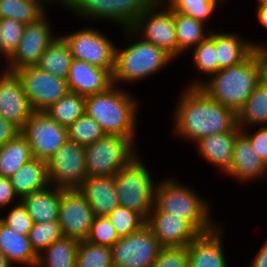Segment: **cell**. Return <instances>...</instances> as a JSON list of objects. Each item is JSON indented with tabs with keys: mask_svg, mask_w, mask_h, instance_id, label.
I'll return each mask as SVG.
<instances>
[{
	"mask_svg": "<svg viewBox=\"0 0 267 267\" xmlns=\"http://www.w3.org/2000/svg\"><path fill=\"white\" fill-rule=\"evenodd\" d=\"M256 22L267 31V4H255Z\"/></svg>",
	"mask_w": 267,
	"mask_h": 267,
	"instance_id": "681fc988",
	"label": "cell"
},
{
	"mask_svg": "<svg viewBox=\"0 0 267 267\" xmlns=\"http://www.w3.org/2000/svg\"><path fill=\"white\" fill-rule=\"evenodd\" d=\"M32 112L20 78L0 69V115L21 130Z\"/></svg>",
	"mask_w": 267,
	"mask_h": 267,
	"instance_id": "e0dca14e",
	"label": "cell"
},
{
	"mask_svg": "<svg viewBox=\"0 0 267 267\" xmlns=\"http://www.w3.org/2000/svg\"><path fill=\"white\" fill-rule=\"evenodd\" d=\"M72 60L67 42L58 35L41 54L37 67L67 80Z\"/></svg>",
	"mask_w": 267,
	"mask_h": 267,
	"instance_id": "f546056e",
	"label": "cell"
},
{
	"mask_svg": "<svg viewBox=\"0 0 267 267\" xmlns=\"http://www.w3.org/2000/svg\"><path fill=\"white\" fill-rule=\"evenodd\" d=\"M263 242L253 259L249 262V267H267V237Z\"/></svg>",
	"mask_w": 267,
	"mask_h": 267,
	"instance_id": "c3c4849f",
	"label": "cell"
},
{
	"mask_svg": "<svg viewBox=\"0 0 267 267\" xmlns=\"http://www.w3.org/2000/svg\"><path fill=\"white\" fill-rule=\"evenodd\" d=\"M0 251L13 265L36 267L38 255L34 252L28 235L15 232L0 220Z\"/></svg>",
	"mask_w": 267,
	"mask_h": 267,
	"instance_id": "d4e9b609",
	"label": "cell"
},
{
	"mask_svg": "<svg viewBox=\"0 0 267 267\" xmlns=\"http://www.w3.org/2000/svg\"><path fill=\"white\" fill-rule=\"evenodd\" d=\"M261 82L267 87V49L262 50Z\"/></svg>",
	"mask_w": 267,
	"mask_h": 267,
	"instance_id": "f907efd6",
	"label": "cell"
},
{
	"mask_svg": "<svg viewBox=\"0 0 267 267\" xmlns=\"http://www.w3.org/2000/svg\"><path fill=\"white\" fill-rule=\"evenodd\" d=\"M184 87L171 111L170 123H173L171 128L175 138L195 144L211 134L241 131L234 110L224 107L199 87Z\"/></svg>",
	"mask_w": 267,
	"mask_h": 267,
	"instance_id": "6da1fadb",
	"label": "cell"
},
{
	"mask_svg": "<svg viewBox=\"0 0 267 267\" xmlns=\"http://www.w3.org/2000/svg\"><path fill=\"white\" fill-rule=\"evenodd\" d=\"M67 130L68 140L83 147L91 145L106 135L101 125L86 112L67 127Z\"/></svg>",
	"mask_w": 267,
	"mask_h": 267,
	"instance_id": "74e56055",
	"label": "cell"
},
{
	"mask_svg": "<svg viewBox=\"0 0 267 267\" xmlns=\"http://www.w3.org/2000/svg\"><path fill=\"white\" fill-rule=\"evenodd\" d=\"M167 0H155V3H165Z\"/></svg>",
	"mask_w": 267,
	"mask_h": 267,
	"instance_id": "6f0895ef",
	"label": "cell"
},
{
	"mask_svg": "<svg viewBox=\"0 0 267 267\" xmlns=\"http://www.w3.org/2000/svg\"><path fill=\"white\" fill-rule=\"evenodd\" d=\"M69 92L89 96L107 91L113 86L112 73L86 61L73 59L67 77Z\"/></svg>",
	"mask_w": 267,
	"mask_h": 267,
	"instance_id": "44dd1931",
	"label": "cell"
},
{
	"mask_svg": "<svg viewBox=\"0 0 267 267\" xmlns=\"http://www.w3.org/2000/svg\"><path fill=\"white\" fill-rule=\"evenodd\" d=\"M141 157L142 154H138L122 167L114 175V182L119 206L136 211L146 220L154 207L157 181Z\"/></svg>",
	"mask_w": 267,
	"mask_h": 267,
	"instance_id": "8992f818",
	"label": "cell"
},
{
	"mask_svg": "<svg viewBox=\"0 0 267 267\" xmlns=\"http://www.w3.org/2000/svg\"><path fill=\"white\" fill-rule=\"evenodd\" d=\"M119 238L107 216H94L89 235L86 238L88 242L111 248Z\"/></svg>",
	"mask_w": 267,
	"mask_h": 267,
	"instance_id": "60d3db41",
	"label": "cell"
},
{
	"mask_svg": "<svg viewBox=\"0 0 267 267\" xmlns=\"http://www.w3.org/2000/svg\"><path fill=\"white\" fill-rule=\"evenodd\" d=\"M33 158L27 139L19 133L0 147V176L10 178Z\"/></svg>",
	"mask_w": 267,
	"mask_h": 267,
	"instance_id": "1f68e13d",
	"label": "cell"
},
{
	"mask_svg": "<svg viewBox=\"0 0 267 267\" xmlns=\"http://www.w3.org/2000/svg\"><path fill=\"white\" fill-rule=\"evenodd\" d=\"M13 265L7 260V257L0 251V267H12Z\"/></svg>",
	"mask_w": 267,
	"mask_h": 267,
	"instance_id": "f5cc1de1",
	"label": "cell"
},
{
	"mask_svg": "<svg viewBox=\"0 0 267 267\" xmlns=\"http://www.w3.org/2000/svg\"><path fill=\"white\" fill-rule=\"evenodd\" d=\"M240 129L267 126V87L260 82L242 108L237 112Z\"/></svg>",
	"mask_w": 267,
	"mask_h": 267,
	"instance_id": "4dcf8cb0",
	"label": "cell"
},
{
	"mask_svg": "<svg viewBox=\"0 0 267 267\" xmlns=\"http://www.w3.org/2000/svg\"><path fill=\"white\" fill-rule=\"evenodd\" d=\"M79 240L62 236L38 255L36 267H76Z\"/></svg>",
	"mask_w": 267,
	"mask_h": 267,
	"instance_id": "d6a6232c",
	"label": "cell"
},
{
	"mask_svg": "<svg viewBox=\"0 0 267 267\" xmlns=\"http://www.w3.org/2000/svg\"><path fill=\"white\" fill-rule=\"evenodd\" d=\"M94 213L79 189H61L58 222L65 237L86 240Z\"/></svg>",
	"mask_w": 267,
	"mask_h": 267,
	"instance_id": "2e32d148",
	"label": "cell"
},
{
	"mask_svg": "<svg viewBox=\"0 0 267 267\" xmlns=\"http://www.w3.org/2000/svg\"><path fill=\"white\" fill-rule=\"evenodd\" d=\"M178 180L175 177L168 178L167 175L157 182L154 207L150 212L180 216L189 221L201 234L214 230L222 221L214 220L207 197H202L198 190L195 191L188 183Z\"/></svg>",
	"mask_w": 267,
	"mask_h": 267,
	"instance_id": "3957f363",
	"label": "cell"
},
{
	"mask_svg": "<svg viewBox=\"0 0 267 267\" xmlns=\"http://www.w3.org/2000/svg\"><path fill=\"white\" fill-rule=\"evenodd\" d=\"M123 40L116 43L114 69L112 72L113 85L130 84L145 81L155 77L156 73L175 61L168 53L156 45L144 41L130 28L121 29ZM118 44V46H117ZM121 83V84H120ZM126 84V85H124Z\"/></svg>",
	"mask_w": 267,
	"mask_h": 267,
	"instance_id": "7a4b0ae2",
	"label": "cell"
},
{
	"mask_svg": "<svg viewBox=\"0 0 267 267\" xmlns=\"http://www.w3.org/2000/svg\"><path fill=\"white\" fill-rule=\"evenodd\" d=\"M174 24L177 40V61L178 58H183V54L189 53L201 41L205 40L211 32V27L208 30V26L199 20L175 11Z\"/></svg>",
	"mask_w": 267,
	"mask_h": 267,
	"instance_id": "83f0119b",
	"label": "cell"
},
{
	"mask_svg": "<svg viewBox=\"0 0 267 267\" xmlns=\"http://www.w3.org/2000/svg\"><path fill=\"white\" fill-rule=\"evenodd\" d=\"M28 236L34 252L39 255L63 235L60 224L56 220L33 223Z\"/></svg>",
	"mask_w": 267,
	"mask_h": 267,
	"instance_id": "f35d334b",
	"label": "cell"
},
{
	"mask_svg": "<svg viewBox=\"0 0 267 267\" xmlns=\"http://www.w3.org/2000/svg\"><path fill=\"white\" fill-rule=\"evenodd\" d=\"M47 13L25 25L20 43L8 57L4 70L15 73L22 68L37 66L43 51L58 36Z\"/></svg>",
	"mask_w": 267,
	"mask_h": 267,
	"instance_id": "7c38bea8",
	"label": "cell"
},
{
	"mask_svg": "<svg viewBox=\"0 0 267 267\" xmlns=\"http://www.w3.org/2000/svg\"><path fill=\"white\" fill-rule=\"evenodd\" d=\"M240 130L249 139L256 153L267 165V126H254Z\"/></svg>",
	"mask_w": 267,
	"mask_h": 267,
	"instance_id": "f6af8a7d",
	"label": "cell"
},
{
	"mask_svg": "<svg viewBox=\"0 0 267 267\" xmlns=\"http://www.w3.org/2000/svg\"><path fill=\"white\" fill-rule=\"evenodd\" d=\"M119 237L130 235L145 225L146 220L136 211L117 206L107 215Z\"/></svg>",
	"mask_w": 267,
	"mask_h": 267,
	"instance_id": "ab89813d",
	"label": "cell"
},
{
	"mask_svg": "<svg viewBox=\"0 0 267 267\" xmlns=\"http://www.w3.org/2000/svg\"><path fill=\"white\" fill-rule=\"evenodd\" d=\"M33 111H45L69 92L67 80L50 74L37 66L15 72Z\"/></svg>",
	"mask_w": 267,
	"mask_h": 267,
	"instance_id": "9a60e30c",
	"label": "cell"
},
{
	"mask_svg": "<svg viewBox=\"0 0 267 267\" xmlns=\"http://www.w3.org/2000/svg\"><path fill=\"white\" fill-rule=\"evenodd\" d=\"M162 246L145 224L136 232L120 237L111 247L114 267H151Z\"/></svg>",
	"mask_w": 267,
	"mask_h": 267,
	"instance_id": "4fadbf2b",
	"label": "cell"
},
{
	"mask_svg": "<svg viewBox=\"0 0 267 267\" xmlns=\"http://www.w3.org/2000/svg\"><path fill=\"white\" fill-rule=\"evenodd\" d=\"M8 57L9 56L3 51L2 41H1V37H0V61L4 62V63H1V66H3V67H1V69H5L6 63L8 61Z\"/></svg>",
	"mask_w": 267,
	"mask_h": 267,
	"instance_id": "816d5d0a",
	"label": "cell"
},
{
	"mask_svg": "<svg viewBox=\"0 0 267 267\" xmlns=\"http://www.w3.org/2000/svg\"><path fill=\"white\" fill-rule=\"evenodd\" d=\"M255 1V0H254ZM257 4H267V0H256Z\"/></svg>",
	"mask_w": 267,
	"mask_h": 267,
	"instance_id": "9f6ffc18",
	"label": "cell"
},
{
	"mask_svg": "<svg viewBox=\"0 0 267 267\" xmlns=\"http://www.w3.org/2000/svg\"><path fill=\"white\" fill-rule=\"evenodd\" d=\"M225 223L214 230L200 234L187 245L188 267H228L223 240Z\"/></svg>",
	"mask_w": 267,
	"mask_h": 267,
	"instance_id": "d6986e66",
	"label": "cell"
},
{
	"mask_svg": "<svg viewBox=\"0 0 267 267\" xmlns=\"http://www.w3.org/2000/svg\"><path fill=\"white\" fill-rule=\"evenodd\" d=\"M9 179L15 193L20 199L33 192L42 191L50 186L47 163L37 158H32L29 162L25 163Z\"/></svg>",
	"mask_w": 267,
	"mask_h": 267,
	"instance_id": "484cf974",
	"label": "cell"
},
{
	"mask_svg": "<svg viewBox=\"0 0 267 267\" xmlns=\"http://www.w3.org/2000/svg\"><path fill=\"white\" fill-rule=\"evenodd\" d=\"M76 267H114L110 247L82 240L77 247Z\"/></svg>",
	"mask_w": 267,
	"mask_h": 267,
	"instance_id": "8d00e7d4",
	"label": "cell"
},
{
	"mask_svg": "<svg viewBox=\"0 0 267 267\" xmlns=\"http://www.w3.org/2000/svg\"><path fill=\"white\" fill-rule=\"evenodd\" d=\"M10 209V210H8ZM8 210V211H7ZM5 209V214L0 215V220L15 232L23 235H29L33 225V220L27 212L26 207L20 201Z\"/></svg>",
	"mask_w": 267,
	"mask_h": 267,
	"instance_id": "b9f144b4",
	"label": "cell"
},
{
	"mask_svg": "<svg viewBox=\"0 0 267 267\" xmlns=\"http://www.w3.org/2000/svg\"><path fill=\"white\" fill-rule=\"evenodd\" d=\"M241 131H228L211 134L196 142V151L207 164L226 175L232 168L233 149L237 135Z\"/></svg>",
	"mask_w": 267,
	"mask_h": 267,
	"instance_id": "7402d4cb",
	"label": "cell"
},
{
	"mask_svg": "<svg viewBox=\"0 0 267 267\" xmlns=\"http://www.w3.org/2000/svg\"><path fill=\"white\" fill-rule=\"evenodd\" d=\"M137 138L106 134L85 146L87 177L114 176L140 152Z\"/></svg>",
	"mask_w": 267,
	"mask_h": 267,
	"instance_id": "ba28073f",
	"label": "cell"
},
{
	"mask_svg": "<svg viewBox=\"0 0 267 267\" xmlns=\"http://www.w3.org/2000/svg\"><path fill=\"white\" fill-rule=\"evenodd\" d=\"M20 133L27 139L33 158L47 161L68 140L67 127L44 111H33Z\"/></svg>",
	"mask_w": 267,
	"mask_h": 267,
	"instance_id": "5bb4252c",
	"label": "cell"
},
{
	"mask_svg": "<svg viewBox=\"0 0 267 267\" xmlns=\"http://www.w3.org/2000/svg\"><path fill=\"white\" fill-rule=\"evenodd\" d=\"M79 191L85 196L94 216H107L119 206L114 176L86 177Z\"/></svg>",
	"mask_w": 267,
	"mask_h": 267,
	"instance_id": "cb8c5ba5",
	"label": "cell"
},
{
	"mask_svg": "<svg viewBox=\"0 0 267 267\" xmlns=\"http://www.w3.org/2000/svg\"><path fill=\"white\" fill-rule=\"evenodd\" d=\"M213 1L216 2L219 6H221L223 8L225 2L227 3V1H229V0H213Z\"/></svg>",
	"mask_w": 267,
	"mask_h": 267,
	"instance_id": "11a10c76",
	"label": "cell"
},
{
	"mask_svg": "<svg viewBox=\"0 0 267 267\" xmlns=\"http://www.w3.org/2000/svg\"><path fill=\"white\" fill-rule=\"evenodd\" d=\"M51 187L63 190L79 189L87 177L85 148L67 140L46 161Z\"/></svg>",
	"mask_w": 267,
	"mask_h": 267,
	"instance_id": "8fae6325",
	"label": "cell"
},
{
	"mask_svg": "<svg viewBox=\"0 0 267 267\" xmlns=\"http://www.w3.org/2000/svg\"><path fill=\"white\" fill-rule=\"evenodd\" d=\"M165 4L171 10L199 20L206 26L216 18L213 16L221 8L213 0H167Z\"/></svg>",
	"mask_w": 267,
	"mask_h": 267,
	"instance_id": "d590c367",
	"label": "cell"
},
{
	"mask_svg": "<svg viewBox=\"0 0 267 267\" xmlns=\"http://www.w3.org/2000/svg\"><path fill=\"white\" fill-rule=\"evenodd\" d=\"M20 131L17 126L0 115V147L13 140Z\"/></svg>",
	"mask_w": 267,
	"mask_h": 267,
	"instance_id": "7dc6e473",
	"label": "cell"
},
{
	"mask_svg": "<svg viewBox=\"0 0 267 267\" xmlns=\"http://www.w3.org/2000/svg\"><path fill=\"white\" fill-rule=\"evenodd\" d=\"M145 224L162 247H186L201 234L189 221L165 212H150Z\"/></svg>",
	"mask_w": 267,
	"mask_h": 267,
	"instance_id": "ac0fdd59",
	"label": "cell"
},
{
	"mask_svg": "<svg viewBox=\"0 0 267 267\" xmlns=\"http://www.w3.org/2000/svg\"><path fill=\"white\" fill-rule=\"evenodd\" d=\"M50 7L46 0H0V19L10 18L26 25L51 11Z\"/></svg>",
	"mask_w": 267,
	"mask_h": 267,
	"instance_id": "836d02e7",
	"label": "cell"
},
{
	"mask_svg": "<svg viewBox=\"0 0 267 267\" xmlns=\"http://www.w3.org/2000/svg\"><path fill=\"white\" fill-rule=\"evenodd\" d=\"M25 24L10 18L0 19V37L3 51L10 56L18 47Z\"/></svg>",
	"mask_w": 267,
	"mask_h": 267,
	"instance_id": "7bdbcfd3",
	"label": "cell"
},
{
	"mask_svg": "<svg viewBox=\"0 0 267 267\" xmlns=\"http://www.w3.org/2000/svg\"><path fill=\"white\" fill-rule=\"evenodd\" d=\"M61 189L48 186L46 189L33 192L20 199L26 207L33 223L58 220Z\"/></svg>",
	"mask_w": 267,
	"mask_h": 267,
	"instance_id": "4316f807",
	"label": "cell"
},
{
	"mask_svg": "<svg viewBox=\"0 0 267 267\" xmlns=\"http://www.w3.org/2000/svg\"><path fill=\"white\" fill-rule=\"evenodd\" d=\"M233 32L228 33L227 31L225 33L221 28L218 31L215 30V48L219 70L242 63L256 49H267V44H264L263 41L256 40L252 42L246 37L244 39L242 33Z\"/></svg>",
	"mask_w": 267,
	"mask_h": 267,
	"instance_id": "603a6c76",
	"label": "cell"
},
{
	"mask_svg": "<svg viewBox=\"0 0 267 267\" xmlns=\"http://www.w3.org/2000/svg\"><path fill=\"white\" fill-rule=\"evenodd\" d=\"M122 86L113 85L107 91L85 97V112L110 135L137 138L139 98Z\"/></svg>",
	"mask_w": 267,
	"mask_h": 267,
	"instance_id": "277c9868",
	"label": "cell"
},
{
	"mask_svg": "<svg viewBox=\"0 0 267 267\" xmlns=\"http://www.w3.org/2000/svg\"><path fill=\"white\" fill-rule=\"evenodd\" d=\"M20 202V198L15 193L13 185L10 179L7 177L0 176V212Z\"/></svg>",
	"mask_w": 267,
	"mask_h": 267,
	"instance_id": "bcb514c9",
	"label": "cell"
},
{
	"mask_svg": "<svg viewBox=\"0 0 267 267\" xmlns=\"http://www.w3.org/2000/svg\"><path fill=\"white\" fill-rule=\"evenodd\" d=\"M89 26L75 31L72 29L66 34L61 33V36L67 42L73 59L86 61L112 73L116 44L103 33L104 31Z\"/></svg>",
	"mask_w": 267,
	"mask_h": 267,
	"instance_id": "9c48e42d",
	"label": "cell"
},
{
	"mask_svg": "<svg viewBox=\"0 0 267 267\" xmlns=\"http://www.w3.org/2000/svg\"><path fill=\"white\" fill-rule=\"evenodd\" d=\"M130 29L144 41L163 49L177 60L174 11L165 3H154L134 21Z\"/></svg>",
	"mask_w": 267,
	"mask_h": 267,
	"instance_id": "30bf717a",
	"label": "cell"
},
{
	"mask_svg": "<svg viewBox=\"0 0 267 267\" xmlns=\"http://www.w3.org/2000/svg\"><path fill=\"white\" fill-rule=\"evenodd\" d=\"M155 0H62L61 9L70 11L80 22H108L120 29L130 28Z\"/></svg>",
	"mask_w": 267,
	"mask_h": 267,
	"instance_id": "52a82bcc",
	"label": "cell"
},
{
	"mask_svg": "<svg viewBox=\"0 0 267 267\" xmlns=\"http://www.w3.org/2000/svg\"><path fill=\"white\" fill-rule=\"evenodd\" d=\"M262 49H256L242 63L219 70L201 88L209 97L236 113L261 82Z\"/></svg>",
	"mask_w": 267,
	"mask_h": 267,
	"instance_id": "5b68a950",
	"label": "cell"
},
{
	"mask_svg": "<svg viewBox=\"0 0 267 267\" xmlns=\"http://www.w3.org/2000/svg\"><path fill=\"white\" fill-rule=\"evenodd\" d=\"M44 112L60 125L69 127L85 113V96L68 92Z\"/></svg>",
	"mask_w": 267,
	"mask_h": 267,
	"instance_id": "e575fe53",
	"label": "cell"
},
{
	"mask_svg": "<svg viewBox=\"0 0 267 267\" xmlns=\"http://www.w3.org/2000/svg\"><path fill=\"white\" fill-rule=\"evenodd\" d=\"M225 176L245 185L267 178V165L242 132L235 139L232 168Z\"/></svg>",
	"mask_w": 267,
	"mask_h": 267,
	"instance_id": "ffe728a7",
	"label": "cell"
},
{
	"mask_svg": "<svg viewBox=\"0 0 267 267\" xmlns=\"http://www.w3.org/2000/svg\"><path fill=\"white\" fill-rule=\"evenodd\" d=\"M151 267H188L186 247H162Z\"/></svg>",
	"mask_w": 267,
	"mask_h": 267,
	"instance_id": "ee69618b",
	"label": "cell"
},
{
	"mask_svg": "<svg viewBox=\"0 0 267 267\" xmlns=\"http://www.w3.org/2000/svg\"><path fill=\"white\" fill-rule=\"evenodd\" d=\"M191 61L195 70L200 75L205 77L192 78L186 85L187 87H199L205 79L207 80L213 74L219 71V62L217 60L216 48H215V29L211 30L209 36L201 41L195 48L191 50ZM200 73V75H199ZM205 78V79H204Z\"/></svg>",
	"mask_w": 267,
	"mask_h": 267,
	"instance_id": "f1b7e54d",
	"label": "cell"
},
{
	"mask_svg": "<svg viewBox=\"0 0 267 267\" xmlns=\"http://www.w3.org/2000/svg\"><path fill=\"white\" fill-rule=\"evenodd\" d=\"M51 6H56L57 4V6L59 7V6H61V4H62V0H46Z\"/></svg>",
	"mask_w": 267,
	"mask_h": 267,
	"instance_id": "db71d44e",
	"label": "cell"
}]
</instances>
